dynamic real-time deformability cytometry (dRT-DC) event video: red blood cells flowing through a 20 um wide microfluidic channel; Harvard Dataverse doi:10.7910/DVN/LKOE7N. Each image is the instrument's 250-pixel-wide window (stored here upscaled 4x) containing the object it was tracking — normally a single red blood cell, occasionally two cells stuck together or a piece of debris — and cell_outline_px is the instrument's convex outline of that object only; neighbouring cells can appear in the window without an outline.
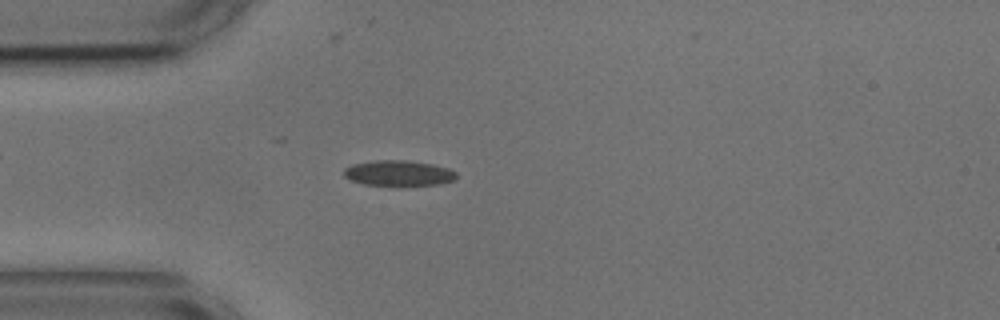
{"species": "common noctule bat (a hibernating species)", "species_latin": "Nyctalus noctula", "temperature_condition": "cold", "stored_images_in_passage": 54, "camera_frame_rate_fps": 3000, "um_per_image_px": 0.085, "animal": {"sex": "male", "body_mass_g": 17.9, "forearm_length_mm": 54.2}, "frame": {"image": 1, "passage_image": 14, "time_ms": 4.333, "image_size_px": [1000, 320], "cell_outline_px": [[456, 180], [440, 184], [364, 184], [352, 180], [344, 176], [344, 168], [352, 164], [376, 160], [404, 160], [432, 164], [448, 168], [456, 172]], "centroid_in_image_um": [33.89, 14.69], "position_along_channel_um": 51.1, "area_um2": 16.3}}
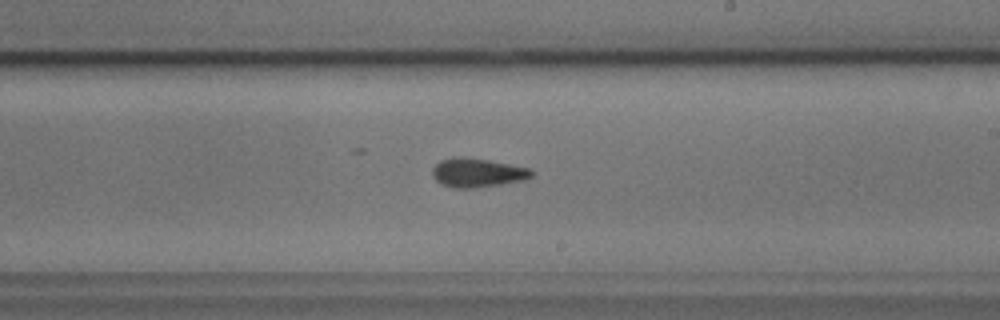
{"frame": {"image": 2, "passage_image": 31, "time_ms": 10.0, "image_size_px": [1000, 320], "cell_outline_px": [[532, 176], [524, 180], [476, 188], [456, 188], [440, 184], [432, 176], [432, 168], [440, 160], [452, 156], [456, 156], [488, 160], [532, 168]], "centroid_in_image_um": [40.55, 14.67], "position_along_channel_um": 248.4, "area_um2": 16.82}}
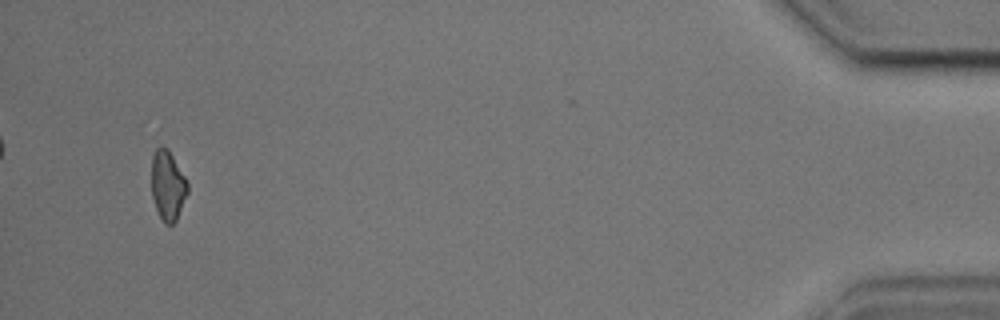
{"frame": {"image": 3, "passage_image": 52, "time_ms": 17.0, "image_size_px": [1000, 320], "cell_outline_px": [[188, 192], [176, 220], [172, 224], [164, 224], [156, 208], [152, 196], [152, 156], [156, 148], [168, 148], [184, 176], [188, 184]], "centroid_in_image_um": [14.26, 15.78], "position_along_channel_um": 420.9, "area_um2": 14.39}, "authors_computed_cell_mechanics": {"area_um2": 15.895, "velocity_mm_per_s": 3.6064, "shape_relaxation_time_tau1_ms": 9.7787, "shape_relaxation_time_tau2_ms": 2.511, "deformation_change_tau1": 0.1333, "deformation_change_tau2": 0.0981}}